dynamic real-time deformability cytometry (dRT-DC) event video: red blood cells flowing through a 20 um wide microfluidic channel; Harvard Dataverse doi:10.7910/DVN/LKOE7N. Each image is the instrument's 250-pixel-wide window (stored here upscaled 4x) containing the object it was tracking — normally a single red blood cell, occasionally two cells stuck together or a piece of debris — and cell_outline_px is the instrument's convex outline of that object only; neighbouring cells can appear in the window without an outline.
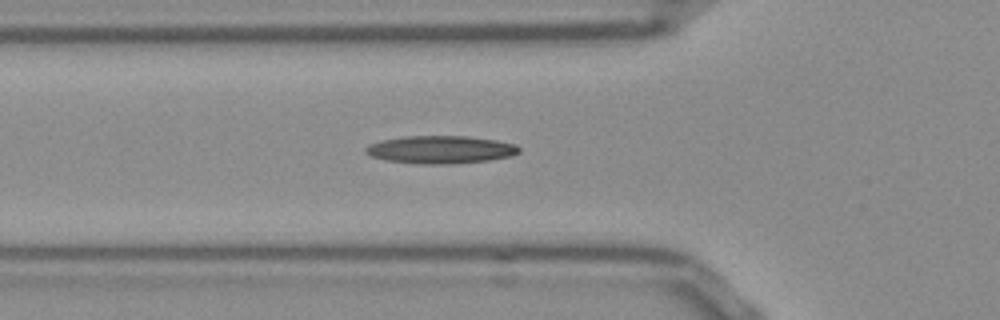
{"species": "Egyptian fruit bat (a non-hibernating species)", "species_latin": "Rousettus aegyptiacus", "temperature_condition": "room temperature", "stored_images_in_passage": 37, "camera_frame_rate_fps": 3000, "um_per_image_px": 0.085, "frame": {"image": 1, "passage_image": 2, "time_ms": 0.333, "image_size_px": [1000, 320], "cell_outline_px": [[520, 152], [508, 156], [488, 160], [452, 164], [424, 164], [388, 160], [372, 156], [364, 152], [364, 148], [368, 144], [380, 140], [404, 136], [468, 136], [496, 140], [516, 144], [520, 148]], "centroid_in_image_um": [37.43, 12.7], "position_along_channel_um": 88.4, "area_um2": 24.8}}
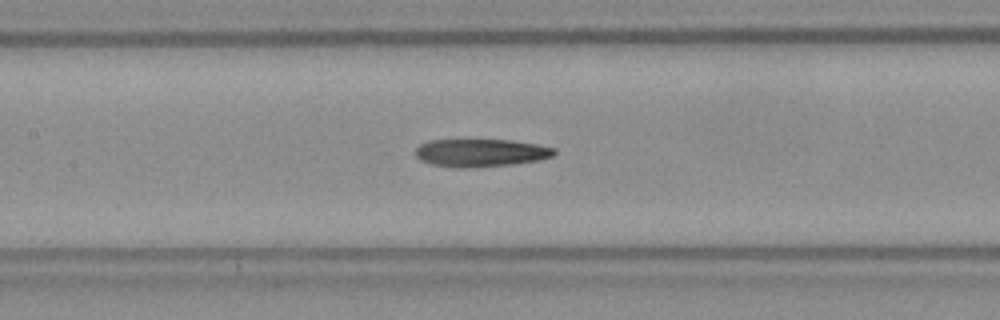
{"frame": {"image": 2, "passage_image": 8, "time_ms": 2.333, "image_size_px": [1000, 320], "cell_outline_px": [[556, 152], [552, 156], [536, 160], [508, 164], [460, 168], [432, 164], [420, 160], [416, 156], [416, 148], [420, 144], [428, 140], [512, 140], [536, 144], [556, 148]], "centroid_in_image_um": [40.83, 12.97], "position_along_channel_um": 166.6, "area_um2": 22.14}}
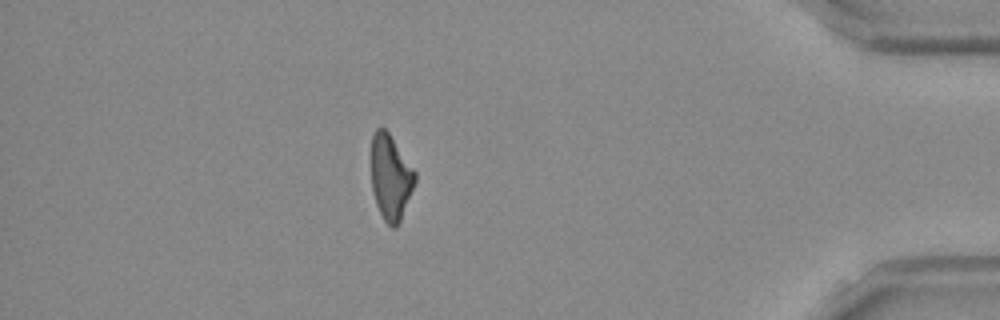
{"frame": {"image": 3, "passage_image": 30, "time_ms": 9.667, "image_size_px": [1000, 320], "cell_outline_px": [[416, 180], [400, 224], [396, 228], [392, 228], [384, 220], [376, 204], [372, 192], [372, 136], [376, 128], [384, 128], [388, 132], [416, 172]], "centroid_in_image_um": [33.21, 15.11], "position_along_channel_um": 402.0, "area_um2": 21.68}}